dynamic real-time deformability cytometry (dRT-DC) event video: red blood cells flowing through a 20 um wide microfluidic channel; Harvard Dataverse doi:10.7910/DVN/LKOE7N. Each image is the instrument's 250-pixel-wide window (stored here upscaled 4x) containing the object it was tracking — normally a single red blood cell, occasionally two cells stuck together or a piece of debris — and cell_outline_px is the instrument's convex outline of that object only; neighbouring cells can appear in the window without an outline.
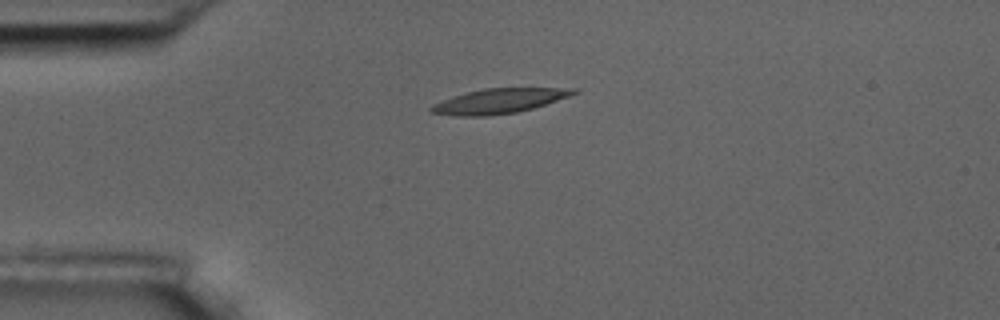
{"species": "common noctule bat (a hibernating species)", "species_latin": "Nyctalus noctula", "temperature_condition": "room temperature", "stored_images_in_passage": 2, "camera_frame_rate_fps": 3000, "um_per_image_px": 0.085, "animal": {"sex": "male", "body_mass_g": 17.5, "forearm_length_mm": 52.3}, "frame": {"image": 1, "passage_image": 2, "time_ms": 1.333, "image_size_px": [1000, 320], "cell_outline_px": [[580, 92], [532, 108], [516, 112], [488, 116], [452, 116], [428, 112], [428, 108], [432, 104], [452, 96], [484, 88], [576, 88]], "centroid_in_image_um": [42.34, 8.59], "position_along_channel_um": 42.7, "area_um2": 20.52}}